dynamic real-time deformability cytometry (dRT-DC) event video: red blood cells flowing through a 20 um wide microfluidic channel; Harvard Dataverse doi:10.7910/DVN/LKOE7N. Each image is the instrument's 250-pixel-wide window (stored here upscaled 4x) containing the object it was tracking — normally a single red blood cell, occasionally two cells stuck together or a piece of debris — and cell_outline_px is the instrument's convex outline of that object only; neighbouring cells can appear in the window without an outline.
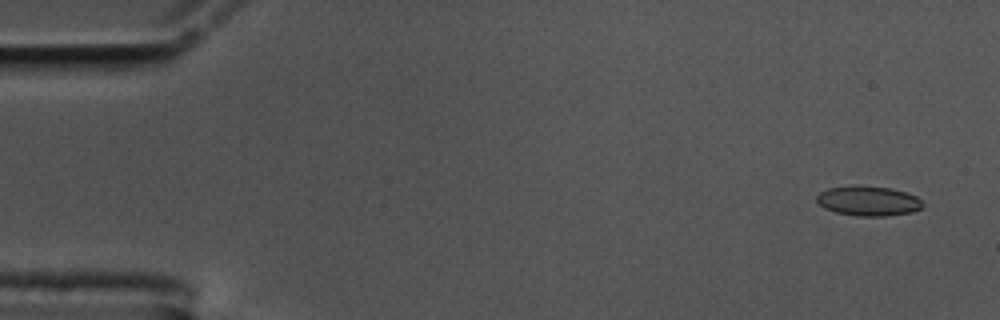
{"species": "common noctule bat (a hibernating species)", "species_latin": "Nyctalus noctula", "temperature_condition": "cold", "stored_images_in_passage": 55, "camera_frame_rate_fps": 3000, "um_per_image_px": 0.085, "animal": {"sex": "male", "body_mass_g": 17.5, "forearm_length_mm": 52.3}, "frame": {"image": 1, "passage_image": 2, "time_ms": 0.333, "image_size_px": [1000, 320], "cell_outline_px": [[924, 204], [920, 208], [912, 212], [888, 216], [856, 216], [836, 212], [824, 208], [816, 200], [816, 196], [820, 192], [828, 188], [852, 184], [856, 184], [892, 188], [916, 196]], "centroid_in_image_um": [73.78, 17.06], "position_along_channel_um": 11.2, "area_um2": 18.67}}
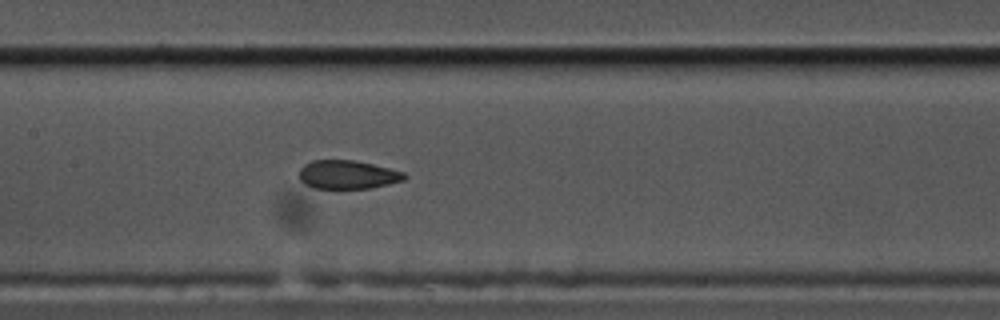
{"frame": {"image": 2, "passage_image": 26, "time_ms": 8.333, "image_size_px": [1000, 320], "cell_outline_px": [[408, 176], [404, 180], [372, 188], [312, 188], [304, 184], [300, 180], [300, 168], [304, 164], [312, 160], [352, 160], [372, 164], [404, 172]], "centroid_in_image_um": [29.53, 14.84], "position_along_channel_um": 177.9, "area_um2": 17.51}}
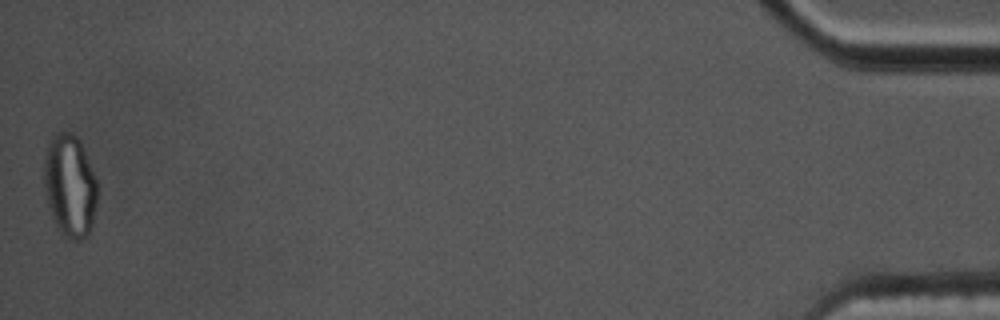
{"frame": {"image": 3, "passage_image": 55, "time_ms": 18.0, "image_size_px": [1000, 320], "cell_outline_px": [[96, 204], [92, 224], [88, 236], [80, 240], [72, 240], [64, 236], [56, 224], [52, 216], [48, 204], [44, 184], [44, 160], [48, 144], [52, 136], [56, 132], [72, 132], [80, 140], [96, 180]], "centroid_in_image_um": [5.93, 15.78], "position_along_channel_um": 429.3, "area_um2": 31.62}, "authors_computed_cell_mechanics": {"area_um2": 18.785, "velocity_mm_per_s": 3.5894, "shape_relaxation_time_tau1_ms": null, "shape_relaxation_time_tau2_ms": 1.4974, "deformation_change_tau1": null, "deformation_change_tau2": 0.0544}}